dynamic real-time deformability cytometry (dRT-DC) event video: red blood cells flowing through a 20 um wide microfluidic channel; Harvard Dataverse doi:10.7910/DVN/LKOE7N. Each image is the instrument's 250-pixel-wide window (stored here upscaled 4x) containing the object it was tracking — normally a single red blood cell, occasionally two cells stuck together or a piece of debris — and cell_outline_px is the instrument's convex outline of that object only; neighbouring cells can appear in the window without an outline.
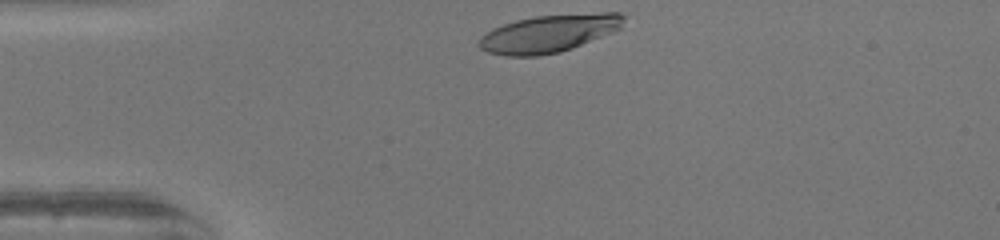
{"species": "human", "species_latin": "Homo sapiens", "temperature_condition": "warm", "stored_images_in_passage": 30, "camera_frame_rate_fps": 3000, "um_per_image_px": 0.085, "donor": {"sex": "female"}, "frame": {"image": 1, "passage_image": 1, "time_ms": 0.0, "image_size_px": [1000, 240], "cell_outline_px": [[628, 16], [620, 28], [612, 32], [572, 48], [560, 52], [540, 56], [504, 56], [488, 52], [480, 48], [476, 44], [480, 36], [504, 24], [516, 20], [536, 16], [604, 12], [620, 12]], "centroid_in_image_um": [46.68, 2.84], "position_along_channel_um": 38.3, "area_um2": 31.79}}
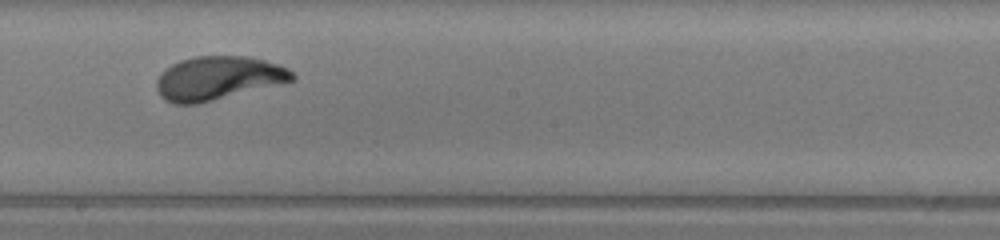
{"frame": {"image": 2, "passage_image": 18, "time_ms": 5.667, "image_size_px": [1000, 240], "cell_outline_px": [[296, 80], [200, 104], [172, 104], [164, 100], [160, 96], [156, 88], [156, 80], [160, 72], [164, 68], [180, 60], [196, 56], [248, 56], [280, 64], [288, 68], [296, 76]], "centroid_in_image_um": [18.52, 6.65], "position_along_channel_um": 229.7, "area_um2": 35.03}}
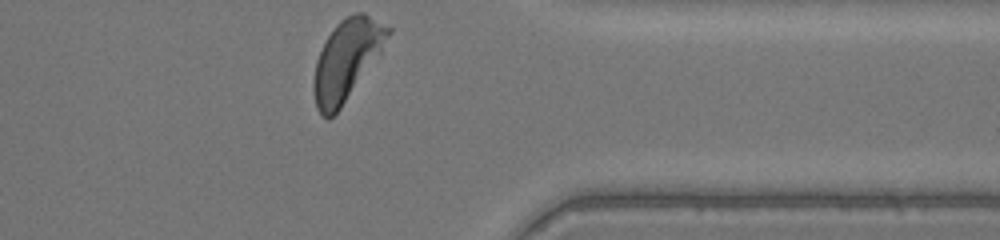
{"frame": {"image": 3, "passage_image": 30, "time_ms": 9.667, "image_size_px": [1000, 240], "cell_outline_px": [[392, 32], [380, 52], [340, 108], [328, 120], [316, 108], [312, 88], [312, 84], [316, 60], [328, 36], [336, 24], [340, 20], [356, 12], [364, 12], [392, 28]], "centroid_in_image_um": [29.45, 5.06], "position_along_channel_um": 381.9, "area_um2": 34.16}, "authors_computed_cell_mechanics": {"area_um2": 33.8419, "velocity_mm_per_s": 4.0442, "shape_relaxation_time_tau1_ms": 2.3393, "shape_relaxation_time_tau2_ms": null, "deformation_change_tau1": 0.1785, "deformation_change_tau2": null}}